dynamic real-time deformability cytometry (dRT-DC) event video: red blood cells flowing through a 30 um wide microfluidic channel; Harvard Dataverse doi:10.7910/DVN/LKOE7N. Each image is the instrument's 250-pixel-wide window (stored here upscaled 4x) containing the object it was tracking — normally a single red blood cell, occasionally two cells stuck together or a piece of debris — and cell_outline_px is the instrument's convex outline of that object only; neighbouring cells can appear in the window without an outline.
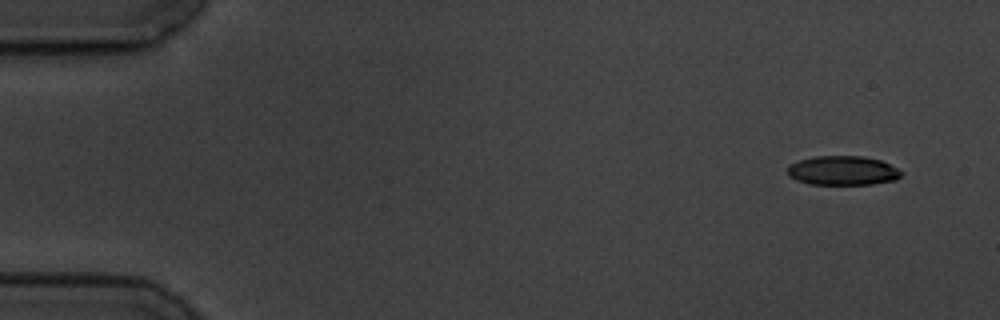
{"species": "common noctule bat (a hibernating species)", "species_latin": "Nyctalus noctula", "temperature_condition": "cold", "stored_images_in_passage": 5, "camera_frame_rate_fps": 3000, "um_per_image_px": 0.085, "animal": {"sex": "male", "body_mass_g": 19.5, "forearm_length_mm": 54.6}, "frame": {"image": 1, "passage_image": 1, "time_ms": 0.0, "image_size_px": [1000, 320], "cell_outline_px": [[904, 172], [896, 180], [872, 184], [808, 184], [796, 180], [788, 176], [788, 164], [800, 160], [816, 156], [864, 156], [880, 160]], "centroid_in_image_um": [71.62, 14.5], "position_along_channel_um": 13.4, "area_um2": 19.42}}
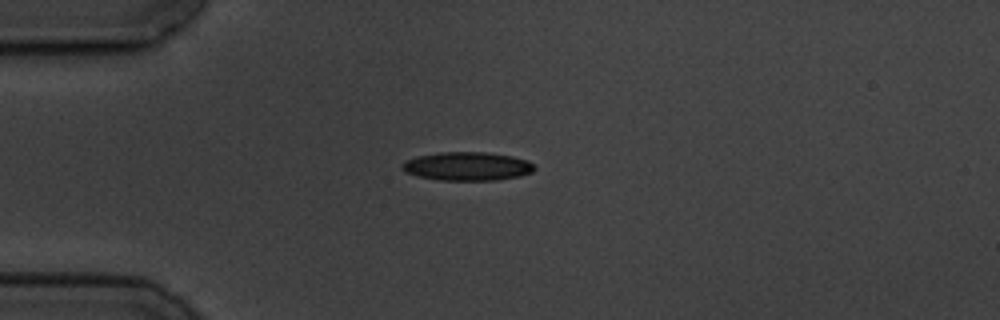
{"frame": {"image": 2, "passage_image": 4, "time_ms": 3.667, "image_size_px": [1000, 320], "cell_outline_px": [[536, 168], [532, 172], [520, 176], [496, 180], [440, 180], [416, 176], [404, 172], [400, 168], [400, 164], [416, 156], [440, 152], [484, 152], [512, 156], [528, 160]], "centroid_in_image_um": [39.69, 14.13], "position_along_channel_um": 45.3, "area_um2": 22.14}}